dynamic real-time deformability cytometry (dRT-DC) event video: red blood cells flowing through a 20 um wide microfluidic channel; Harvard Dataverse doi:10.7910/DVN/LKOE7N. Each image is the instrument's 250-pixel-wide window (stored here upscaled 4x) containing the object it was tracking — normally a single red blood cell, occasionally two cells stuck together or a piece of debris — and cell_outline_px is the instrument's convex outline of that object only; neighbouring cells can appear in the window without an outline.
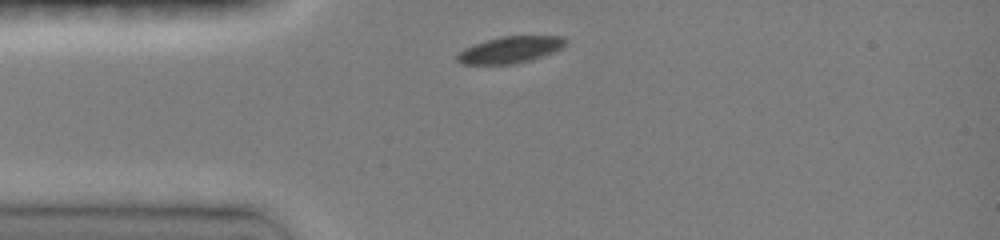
{"species": "common noctule bat (a hibernating species)", "species_latin": "Nyctalus noctula", "temperature_condition": "room temperature", "stored_images_in_passage": 4, "camera_frame_rate_fps": 3000, "um_per_image_px": 0.085, "animal": {"sex": "female", "body_mass_g": 19.0, "forearm_length_mm": 51.5}, "frame": {"image": 1, "passage_image": 1, "time_ms": 0.0, "image_size_px": [1000, 240], "cell_outline_px": [[568, 44], [544, 56], [532, 60], [516, 64], [460, 64], [456, 60], [456, 56], [464, 48], [472, 44], [500, 36], [564, 36], [568, 40]], "centroid_in_image_um": [43.37, 4.23], "position_along_channel_um": 41.6, "area_um2": 17.05}}